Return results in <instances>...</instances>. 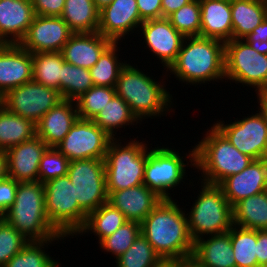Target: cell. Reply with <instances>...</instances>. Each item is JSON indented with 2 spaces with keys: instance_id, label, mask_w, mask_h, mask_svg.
<instances>
[{
  "instance_id": "6da1fadb",
  "label": "cell",
  "mask_w": 267,
  "mask_h": 267,
  "mask_svg": "<svg viewBox=\"0 0 267 267\" xmlns=\"http://www.w3.org/2000/svg\"><path fill=\"white\" fill-rule=\"evenodd\" d=\"M176 200L162 199L140 223L141 234L166 260L190 257L194 250L186 208L180 207Z\"/></svg>"
},
{
  "instance_id": "7a4b0ae2",
  "label": "cell",
  "mask_w": 267,
  "mask_h": 267,
  "mask_svg": "<svg viewBox=\"0 0 267 267\" xmlns=\"http://www.w3.org/2000/svg\"><path fill=\"white\" fill-rule=\"evenodd\" d=\"M164 74L158 81L154 79L157 77L148 75L139 69L138 65H131L130 62H127L119 73L115 86L116 95L128 104L141 123L148 118L167 117L168 113L171 115L170 112H175L172 102L174 99L165 85V76L168 79V75L166 72Z\"/></svg>"
},
{
  "instance_id": "3957f363",
  "label": "cell",
  "mask_w": 267,
  "mask_h": 267,
  "mask_svg": "<svg viewBox=\"0 0 267 267\" xmlns=\"http://www.w3.org/2000/svg\"><path fill=\"white\" fill-rule=\"evenodd\" d=\"M225 43L200 36L185 37L175 62L166 73L187 85L225 80ZM170 74V75H169Z\"/></svg>"
},
{
  "instance_id": "277c9868",
  "label": "cell",
  "mask_w": 267,
  "mask_h": 267,
  "mask_svg": "<svg viewBox=\"0 0 267 267\" xmlns=\"http://www.w3.org/2000/svg\"><path fill=\"white\" fill-rule=\"evenodd\" d=\"M2 218L29 241L66 239L46 214L45 188L39 181L18 182L15 201Z\"/></svg>"
},
{
  "instance_id": "5b68a950",
  "label": "cell",
  "mask_w": 267,
  "mask_h": 267,
  "mask_svg": "<svg viewBox=\"0 0 267 267\" xmlns=\"http://www.w3.org/2000/svg\"><path fill=\"white\" fill-rule=\"evenodd\" d=\"M210 127L203 138L193 146L195 148L193 170L201 172L198 182L200 180L219 185L228 176L243 171L254 159L241 153L213 125Z\"/></svg>"
},
{
  "instance_id": "8992f818",
  "label": "cell",
  "mask_w": 267,
  "mask_h": 267,
  "mask_svg": "<svg viewBox=\"0 0 267 267\" xmlns=\"http://www.w3.org/2000/svg\"><path fill=\"white\" fill-rule=\"evenodd\" d=\"M166 146H147L143 184L162 199H173L170 190L174 192L181 184L183 186L188 176L186 168L195 167V148L192 147L187 151L188 154L186 152L185 156H181L176 148Z\"/></svg>"
},
{
  "instance_id": "52a82bcc",
  "label": "cell",
  "mask_w": 267,
  "mask_h": 267,
  "mask_svg": "<svg viewBox=\"0 0 267 267\" xmlns=\"http://www.w3.org/2000/svg\"><path fill=\"white\" fill-rule=\"evenodd\" d=\"M124 139H112L105 155L108 195L112 191H120L143 184L148 141L144 143V140L139 141L134 137L130 141L127 140L126 143Z\"/></svg>"
},
{
  "instance_id": "ba28073f",
  "label": "cell",
  "mask_w": 267,
  "mask_h": 267,
  "mask_svg": "<svg viewBox=\"0 0 267 267\" xmlns=\"http://www.w3.org/2000/svg\"><path fill=\"white\" fill-rule=\"evenodd\" d=\"M197 184L201 189L186 213L192 239L228 232L233 225V212L222 188L202 181Z\"/></svg>"
},
{
  "instance_id": "9c48e42d",
  "label": "cell",
  "mask_w": 267,
  "mask_h": 267,
  "mask_svg": "<svg viewBox=\"0 0 267 267\" xmlns=\"http://www.w3.org/2000/svg\"><path fill=\"white\" fill-rule=\"evenodd\" d=\"M43 184L46 214L51 224L61 235L74 238L85 225L88 215L75 198L69 176L54 178Z\"/></svg>"
},
{
  "instance_id": "30bf717a",
  "label": "cell",
  "mask_w": 267,
  "mask_h": 267,
  "mask_svg": "<svg viewBox=\"0 0 267 267\" xmlns=\"http://www.w3.org/2000/svg\"><path fill=\"white\" fill-rule=\"evenodd\" d=\"M225 83L241 84L255 92L267 90V55L260 54L243 39L225 42Z\"/></svg>"
},
{
  "instance_id": "8fae6325",
  "label": "cell",
  "mask_w": 267,
  "mask_h": 267,
  "mask_svg": "<svg viewBox=\"0 0 267 267\" xmlns=\"http://www.w3.org/2000/svg\"><path fill=\"white\" fill-rule=\"evenodd\" d=\"M67 175L74 185L75 198L87 215L108 202L104 160L70 161Z\"/></svg>"
},
{
  "instance_id": "7c38bea8",
  "label": "cell",
  "mask_w": 267,
  "mask_h": 267,
  "mask_svg": "<svg viewBox=\"0 0 267 267\" xmlns=\"http://www.w3.org/2000/svg\"><path fill=\"white\" fill-rule=\"evenodd\" d=\"M62 100L59 91L32 80L8 91L0 98V104L9 112L28 118L36 124Z\"/></svg>"
},
{
  "instance_id": "4fadbf2b",
  "label": "cell",
  "mask_w": 267,
  "mask_h": 267,
  "mask_svg": "<svg viewBox=\"0 0 267 267\" xmlns=\"http://www.w3.org/2000/svg\"><path fill=\"white\" fill-rule=\"evenodd\" d=\"M256 112L241 120L235 118L229 124L221 119L213 124L234 147L254 160L267 158V125L259 111Z\"/></svg>"
},
{
  "instance_id": "5bb4252c",
  "label": "cell",
  "mask_w": 267,
  "mask_h": 267,
  "mask_svg": "<svg viewBox=\"0 0 267 267\" xmlns=\"http://www.w3.org/2000/svg\"><path fill=\"white\" fill-rule=\"evenodd\" d=\"M112 138L92 120L78 118L64 139L55 147L69 161L105 159Z\"/></svg>"
},
{
  "instance_id": "9a60e30c",
  "label": "cell",
  "mask_w": 267,
  "mask_h": 267,
  "mask_svg": "<svg viewBox=\"0 0 267 267\" xmlns=\"http://www.w3.org/2000/svg\"><path fill=\"white\" fill-rule=\"evenodd\" d=\"M136 33L144 39V47L159 59L165 71L175 62L184 36L178 32L167 18L145 20Z\"/></svg>"
},
{
  "instance_id": "2e32d148",
  "label": "cell",
  "mask_w": 267,
  "mask_h": 267,
  "mask_svg": "<svg viewBox=\"0 0 267 267\" xmlns=\"http://www.w3.org/2000/svg\"><path fill=\"white\" fill-rule=\"evenodd\" d=\"M73 34L61 17L35 15L26 36L19 44L30 53L61 52Z\"/></svg>"
},
{
  "instance_id": "e0dca14e",
  "label": "cell",
  "mask_w": 267,
  "mask_h": 267,
  "mask_svg": "<svg viewBox=\"0 0 267 267\" xmlns=\"http://www.w3.org/2000/svg\"><path fill=\"white\" fill-rule=\"evenodd\" d=\"M144 21L140 18L136 0H114L99 11L98 33L119 42L136 33ZM135 31V32H134Z\"/></svg>"
},
{
  "instance_id": "ac0fdd59",
  "label": "cell",
  "mask_w": 267,
  "mask_h": 267,
  "mask_svg": "<svg viewBox=\"0 0 267 267\" xmlns=\"http://www.w3.org/2000/svg\"><path fill=\"white\" fill-rule=\"evenodd\" d=\"M32 53L20 44L0 46V98L11 89L33 80Z\"/></svg>"
},
{
  "instance_id": "d6986e66",
  "label": "cell",
  "mask_w": 267,
  "mask_h": 267,
  "mask_svg": "<svg viewBox=\"0 0 267 267\" xmlns=\"http://www.w3.org/2000/svg\"><path fill=\"white\" fill-rule=\"evenodd\" d=\"M219 186L233 207L237 202L267 190V158L253 160L243 171L224 179Z\"/></svg>"
},
{
  "instance_id": "ffe728a7",
  "label": "cell",
  "mask_w": 267,
  "mask_h": 267,
  "mask_svg": "<svg viewBox=\"0 0 267 267\" xmlns=\"http://www.w3.org/2000/svg\"><path fill=\"white\" fill-rule=\"evenodd\" d=\"M49 146L37 135L6 150L8 177L17 182L38 181L42 155Z\"/></svg>"
},
{
  "instance_id": "44dd1931",
  "label": "cell",
  "mask_w": 267,
  "mask_h": 267,
  "mask_svg": "<svg viewBox=\"0 0 267 267\" xmlns=\"http://www.w3.org/2000/svg\"><path fill=\"white\" fill-rule=\"evenodd\" d=\"M35 17L30 0H0V46L19 44Z\"/></svg>"
},
{
  "instance_id": "7402d4cb",
  "label": "cell",
  "mask_w": 267,
  "mask_h": 267,
  "mask_svg": "<svg viewBox=\"0 0 267 267\" xmlns=\"http://www.w3.org/2000/svg\"><path fill=\"white\" fill-rule=\"evenodd\" d=\"M162 200L144 184L108 195V203L120 210L128 221L141 223Z\"/></svg>"
},
{
  "instance_id": "603a6c76",
  "label": "cell",
  "mask_w": 267,
  "mask_h": 267,
  "mask_svg": "<svg viewBox=\"0 0 267 267\" xmlns=\"http://www.w3.org/2000/svg\"><path fill=\"white\" fill-rule=\"evenodd\" d=\"M78 118L75 101L63 99L36 123V135L49 147H55Z\"/></svg>"
},
{
  "instance_id": "cb8c5ba5",
  "label": "cell",
  "mask_w": 267,
  "mask_h": 267,
  "mask_svg": "<svg viewBox=\"0 0 267 267\" xmlns=\"http://www.w3.org/2000/svg\"><path fill=\"white\" fill-rule=\"evenodd\" d=\"M112 41L98 32L74 33L61 50L65 62L90 69Z\"/></svg>"
},
{
  "instance_id": "d4e9b609",
  "label": "cell",
  "mask_w": 267,
  "mask_h": 267,
  "mask_svg": "<svg viewBox=\"0 0 267 267\" xmlns=\"http://www.w3.org/2000/svg\"><path fill=\"white\" fill-rule=\"evenodd\" d=\"M201 6L200 37L222 42L232 40L231 0H199Z\"/></svg>"
},
{
  "instance_id": "484cf974",
  "label": "cell",
  "mask_w": 267,
  "mask_h": 267,
  "mask_svg": "<svg viewBox=\"0 0 267 267\" xmlns=\"http://www.w3.org/2000/svg\"><path fill=\"white\" fill-rule=\"evenodd\" d=\"M192 256L205 267H236L230 230L194 241Z\"/></svg>"
},
{
  "instance_id": "4316f807",
  "label": "cell",
  "mask_w": 267,
  "mask_h": 267,
  "mask_svg": "<svg viewBox=\"0 0 267 267\" xmlns=\"http://www.w3.org/2000/svg\"><path fill=\"white\" fill-rule=\"evenodd\" d=\"M232 39H243L267 17V0H231Z\"/></svg>"
},
{
  "instance_id": "83f0119b",
  "label": "cell",
  "mask_w": 267,
  "mask_h": 267,
  "mask_svg": "<svg viewBox=\"0 0 267 267\" xmlns=\"http://www.w3.org/2000/svg\"><path fill=\"white\" fill-rule=\"evenodd\" d=\"M232 212L234 225L267 230V190L240 200L232 207Z\"/></svg>"
},
{
  "instance_id": "f1b7e54d",
  "label": "cell",
  "mask_w": 267,
  "mask_h": 267,
  "mask_svg": "<svg viewBox=\"0 0 267 267\" xmlns=\"http://www.w3.org/2000/svg\"><path fill=\"white\" fill-rule=\"evenodd\" d=\"M92 121L103 129L112 139L123 138L117 135L120 128L124 127L125 129L129 125L133 127V125L136 126L138 123L142 125L132 113L128 104L117 95L102 108Z\"/></svg>"
},
{
  "instance_id": "f546056e",
  "label": "cell",
  "mask_w": 267,
  "mask_h": 267,
  "mask_svg": "<svg viewBox=\"0 0 267 267\" xmlns=\"http://www.w3.org/2000/svg\"><path fill=\"white\" fill-rule=\"evenodd\" d=\"M36 136V124L0 104V149L7 150Z\"/></svg>"
},
{
  "instance_id": "4dcf8cb0",
  "label": "cell",
  "mask_w": 267,
  "mask_h": 267,
  "mask_svg": "<svg viewBox=\"0 0 267 267\" xmlns=\"http://www.w3.org/2000/svg\"><path fill=\"white\" fill-rule=\"evenodd\" d=\"M60 17L74 33H93L99 28V10L93 0H65Z\"/></svg>"
},
{
  "instance_id": "1f68e13d",
  "label": "cell",
  "mask_w": 267,
  "mask_h": 267,
  "mask_svg": "<svg viewBox=\"0 0 267 267\" xmlns=\"http://www.w3.org/2000/svg\"><path fill=\"white\" fill-rule=\"evenodd\" d=\"M127 221L128 220L120 210L106 202L87 216L85 225L74 237L77 238V236H84L83 234L86 233H93L96 239H98L97 243H100Z\"/></svg>"
},
{
  "instance_id": "d6a6232c",
  "label": "cell",
  "mask_w": 267,
  "mask_h": 267,
  "mask_svg": "<svg viewBox=\"0 0 267 267\" xmlns=\"http://www.w3.org/2000/svg\"><path fill=\"white\" fill-rule=\"evenodd\" d=\"M119 45V42H112L102 52L96 64L89 69L94 86H116L119 73L127 64V60L119 58L120 54H117L122 48Z\"/></svg>"
},
{
  "instance_id": "836d02e7",
  "label": "cell",
  "mask_w": 267,
  "mask_h": 267,
  "mask_svg": "<svg viewBox=\"0 0 267 267\" xmlns=\"http://www.w3.org/2000/svg\"><path fill=\"white\" fill-rule=\"evenodd\" d=\"M60 240V241H59ZM64 239H49L45 241H29L27 245L15 254L3 267H62L54 257L47 253L48 247ZM51 244V245H50ZM46 247V248H45Z\"/></svg>"
},
{
  "instance_id": "e575fe53",
  "label": "cell",
  "mask_w": 267,
  "mask_h": 267,
  "mask_svg": "<svg viewBox=\"0 0 267 267\" xmlns=\"http://www.w3.org/2000/svg\"><path fill=\"white\" fill-rule=\"evenodd\" d=\"M33 80L60 92L62 65L65 62L61 52L32 53Z\"/></svg>"
},
{
  "instance_id": "d590c367",
  "label": "cell",
  "mask_w": 267,
  "mask_h": 267,
  "mask_svg": "<svg viewBox=\"0 0 267 267\" xmlns=\"http://www.w3.org/2000/svg\"><path fill=\"white\" fill-rule=\"evenodd\" d=\"M230 240L236 267H258L257 230L232 225Z\"/></svg>"
},
{
  "instance_id": "8d00e7d4",
  "label": "cell",
  "mask_w": 267,
  "mask_h": 267,
  "mask_svg": "<svg viewBox=\"0 0 267 267\" xmlns=\"http://www.w3.org/2000/svg\"><path fill=\"white\" fill-rule=\"evenodd\" d=\"M92 86H94V83L89 69L71 65L67 62L63 63L62 78H60L62 99L75 101Z\"/></svg>"
},
{
  "instance_id": "74e56055",
  "label": "cell",
  "mask_w": 267,
  "mask_h": 267,
  "mask_svg": "<svg viewBox=\"0 0 267 267\" xmlns=\"http://www.w3.org/2000/svg\"><path fill=\"white\" fill-rule=\"evenodd\" d=\"M163 259L140 233L132 246L117 259L116 267H154Z\"/></svg>"
},
{
  "instance_id": "f35d334b",
  "label": "cell",
  "mask_w": 267,
  "mask_h": 267,
  "mask_svg": "<svg viewBox=\"0 0 267 267\" xmlns=\"http://www.w3.org/2000/svg\"><path fill=\"white\" fill-rule=\"evenodd\" d=\"M115 95V87L92 86L75 100L78 117L93 120Z\"/></svg>"
},
{
  "instance_id": "ab89813d",
  "label": "cell",
  "mask_w": 267,
  "mask_h": 267,
  "mask_svg": "<svg viewBox=\"0 0 267 267\" xmlns=\"http://www.w3.org/2000/svg\"><path fill=\"white\" fill-rule=\"evenodd\" d=\"M141 233V224L135 221H127L113 234L104 238L98 246L102 252H109L114 259L126 252Z\"/></svg>"
},
{
  "instance_id": "60d3db41",
  "label": "cell",
  "mask_w": 267,
  "mask_h": 267,
  "mask_svg": "<svg viewBox=\"0 0 267 267\" xmlns=\"http://www.w3.org/2000/svg\"><path fill=\"white\" fill-rule=\"evenodd\" d=\"M167 19L184 37L199 36L201 32V6L199 0H192L169 15Z\"/></svg>"
},
{
  "instance_id": "b9f144b4",
  "label": "cell",
  "mask_w": 267,
  "mask_h": 267,
  "mask_svg": "<svg viewBox=\"0 0 267 267\" xmlns=\"http://www.w3.org/2000/svg\"><path fill=\"white\" fill-rule=\"evenodd\" d=\"M69 159L56 147H48L39 163L38 181L45 183L51 179L67 175Z\"/></svg>"
},
{
  "instance_id": "7bdbcfd3",
  "label": "cell",
  "mask_w": 267,
  "mask_h": 267,
  "mask_svg": "<svg viewBox=\"0 0 267 267\" xmlns=\"http://www.w3.org/2000/svg\"><path fill=\"white\" fill-rule=\"evenodd\" d=\"M29 242L11 224L0 218V267H3Z\"/></svg>"
},
{
  "instance_id": "ee69618b",
  "label": "cell",
  "mask_w": 267,
  "mask_h": 267,
  "mask_svg": "<svg viewBox=\"0 0 267 267\" xmlns=\"http://www.w3.org/2000/svg\"><path fill=\"white\" fill-rule=\"evenodd\" d=\"M18 182L13 178L7 177L0 181V218L7 209L14 203Z\"/></svg>"
},
{
  "instance_id": "f6af8a7d",
  "label": "cell",
  "mask_w": 267,
  "mask_h": 267,
  "mask_svg": "<svg viewBox=\"0 0 267 267\" xmlns=\"http://www.w3.org/2000/svg\"><path fill=\"white\" fill-rule=\"evenodd\" d=\"M34 13L38 16L60 17L65 0H32Z\"/></svg>"
},
{
  "instance_id": "bcb514c9",
  "label": "cell",
  "mask_w": 267,
  "mask_h": 267,
  "mask_svg": "<svg viewBox=\"0 0 267 267\" xmlns=\"http://www.w3.org/2000/svg\"><path fill=\"white\" fill-rule=\"evenodd\" d=\"M140 18L145 20L162 18V0H136Z\"/></svg>"
},
{
  "instance_id": "7dc6e473",
  "label": "cell",
  "mask_w": 267,
  "mask_h": 267,
  "mask_svg": "<svg viewBox=\"0 0 267 267\" xmlns=\"http://www.w3.org/2000/svg\"><path fill=\"white\" fill-rule=\"evenodd\" d=\"M258 267L267 266V230H257Z\"/></svg>"
},
{
  "instance_id": "c3c4849f",
  "label": "cell",
  "mask_w": 267,
  "mask_h": 267,
  "mask_svg": "<svg viewBox=\"0 0 267 267\" xmlns=\"http://www.w3.org/2000/svg\"><path fill=\"white\" fill-rule=\"evenodd\" d=\"M191 1L192 0H162V18H167L169 15Z\"/></svg>"
},
{
  "instance_id": "681fc988",
  "label": "cell",
  "mask_w": 267,
  "mask_h": 267,
  "mask_svg": "<svg viewBox=\"0 0 267 267\" xmlns=\"http://www.w3.org/2000/svg\"><path fill=\"white\" fill-rule=\"evenodd\" d=\"M245 41H267V17L264 21L253 29L251 33H249L246 37L243 38Z\"/></svg>"
},
{
  "instance_id": "f907efd6",
  "label": "cell",
  "mask_w": 267,
  "mask_h": 267,
  "mask_svg": "<svg viewBox=\"0 0 267 267\" xmlns=\"http://www.w3.org/2000/svg\"><path fill=\"white\" fill-rule=\"evenodd\" d=\"M257 94V103L259 106H257L259 113L263 116L264 121L267 125V90H261L256 92Z\"/></svg>"
},
{
  "instance_id": "816d5d0a",
  "label": "cell",
  "mask_w": 267,
  "mask_h": 267,
  "mask_svg": "<svg viewBox=\"0 0 267 267\" xmlns=\"http://www.w3.org/2000/svg\"><path fill=\"white\" fill-rule=\"evenodd\" d=\"M8 177L7 155L6 151L0 149V181Z\"/></svg>"
},
{
  "instance_id": "f5cc1de1",
  "label": "cell",
  "mask_w": 267,
  "mask_h": 267,
  "mask_svg": "<svg viewBox=\"0 0 267 267\" xmlns=\"http://www.w3.org/2000/svg\"><path fill=\"white\" fill-rule=\"evenodd\" d=\"M178 267H205L201 265L193 256L178 259Z\"/></svg>"
},
{
  "instance_id": "db71d44e",
  "label": "cell",
  "mask_w": 267,
  "mask_h": 267,
  "mask_svg": "<svg viewBox=\"0 0 267 267\" xmlns=\"http://www.w3.org/2000/svg\"><path fill=\"white\" fill-rule=\"evenodd\" d=\"M250 46L255 49L257 52L260 54L267 55V41L266 42H261L260 40L258 41H246Z\"/></svg>"
},
{
  "instance_id": "11a10c76",
  "label": "cell",
  "mask_w": 267,
  "mask_h": 267,
  "mask_svg": "<svg viewBox=\"0 0 267 267\" xmlns=\"http://www.w3.org/2000/svg\"><path fill=\"white\" fill-rule=\"evenodd\" d=\"M154 267H178V259L177 260L163 259L159 264H157Z\"/></svg>"
},
{
  "instance_id": "9f6ffc18",
  "label": "cell",
  "mask_w": 267,
  "mask_h": 267,
  "mask_svg": "<svg viewBox=\"0 0 267 267\" xmlns=\"http://www.w3.org/2000/svg\"><path fill=\"white\" fill-rule=\"evenodd\" d=\"M96 8L100 11L105 6L111 4L114 0H93Z\"/></svg>"
}]
</instances>
